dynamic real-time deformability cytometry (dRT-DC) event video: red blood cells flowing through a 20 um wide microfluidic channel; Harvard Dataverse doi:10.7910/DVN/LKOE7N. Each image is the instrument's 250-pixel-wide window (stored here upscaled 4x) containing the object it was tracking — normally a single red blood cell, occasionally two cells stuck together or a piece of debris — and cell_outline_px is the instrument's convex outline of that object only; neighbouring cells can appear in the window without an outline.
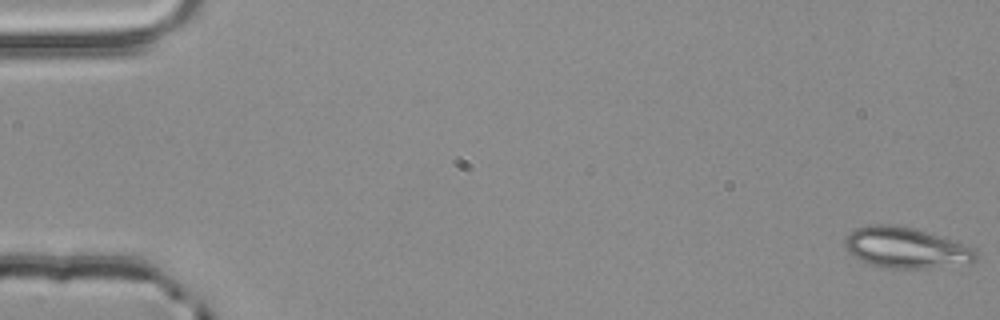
{"species": "common noctule bat (a hibernating species)", "species_latin": "Nyctalus noctula", "temperature_condition": "room temperature", "stored_images_in_passage": 53, "camera_frame_rate_fps": 3000, "um_per_image_px": 0.085, "animal": {"sex": "male", "body_mass_g": 20.4}, "frame": {"image": 1, "passage_image": 1, "time_ms": 0.0, "image_size_px": [1000, 320], "cell_outline_px": [[976, 260], [972, 264], [928, 268], [884, 268], [860, 260], [852, 256], [848, 252], [844, 244], [844, 240], [848, 232], [856, 228], [872, 224], [892, 224], [912, 228], [972, 248], [976, 252]], "centroid_in_image_um": [76.94, 21.08], "position_along_channel_um": 8.1, "area_um2": 30.87}}
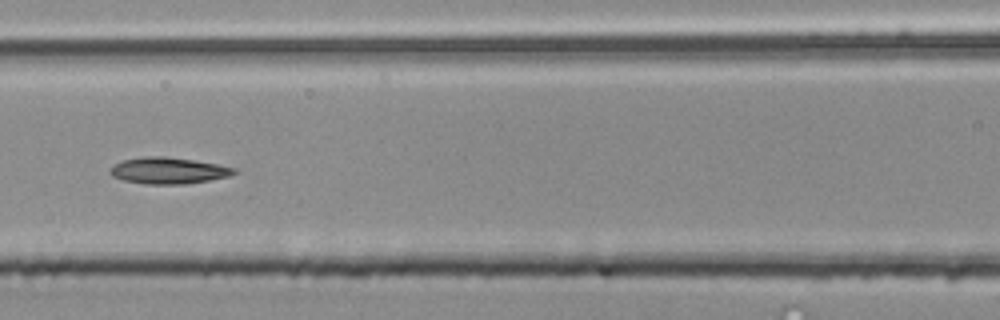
{"frame": {"image": 2, "passage_image": 25, "time_ms": 8.0, "image_size_px": [1000, 320], "cell_outline_px": [[236, 172], [228, 176], [208, 180], [184, 184], [144, 184], [124, 180], [112, 176], [108, 172], [116, 164], [124, 160], [144, 156], [164, 156], [192, 160], [216, 164], [236, 168]], "centroid_in_image_um": [14.29, 14.5], "position_along_channel_um": 152.3, "area_um2": 18.79}}
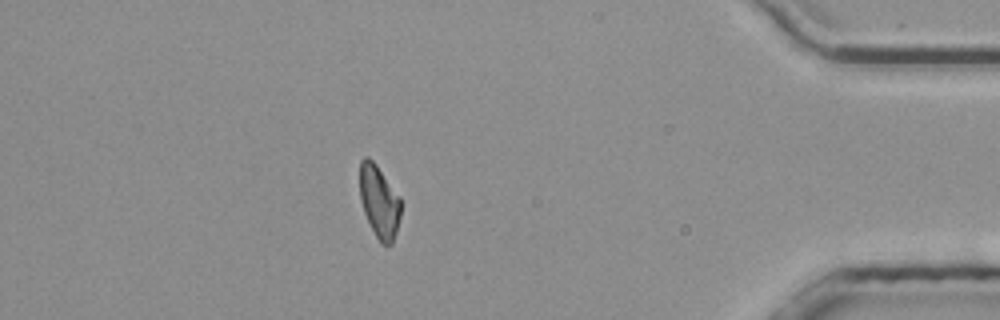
{"frame": {"image": 3, "passage_image": 48, "time_ms": 15.667, "image_size_px": [1000, 320], "cell_outline_px": [[400, 216], [396, 232], [392, 244], [388, 248], [380, 244], [364, 212], [360, 200], [360, 160], [364, 156], [368, 156], [376, 164], [400, 196]], "centroid_in_image_um": [32.23, 17.15], "position_along_channel_um": 403.0, "area_um2": 17.46}}